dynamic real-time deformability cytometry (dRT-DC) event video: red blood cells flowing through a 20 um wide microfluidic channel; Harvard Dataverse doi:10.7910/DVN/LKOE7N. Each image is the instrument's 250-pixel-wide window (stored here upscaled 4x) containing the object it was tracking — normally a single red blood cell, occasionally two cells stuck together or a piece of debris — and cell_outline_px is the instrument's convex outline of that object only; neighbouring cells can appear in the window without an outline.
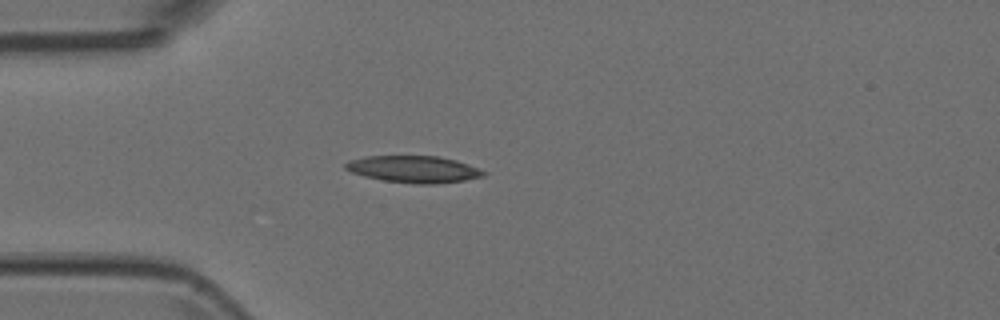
{"species": "Egyptian fruit bat (a non-hibernating species)", "species_latin": "Rousettus aegyptiacus", "temperature_condition": "room temperature", "stored_images_in_passage": 1, "camera_frame_rate_fps": 3000, "um_per_image_px": 0.085, "animal": {"sex": "female"}, "frame": {"image": 1, "passage_image": 1, "time_ms": 0.0, "image_size_px": [1000, 320], "cell_outline_px": [[488, 172], [484, 176], [464, 180], [436, 184], [412, 184], [384, 180], [364, 176], [352, 172], [344, 168], [344, 164], [348, 160], [364, 156], [436, 156], [456, 160]], "centroid_in_image_um": [35.15, 14.38], "position_along_channel_um": 49.9, "area_um2": 21.62}}